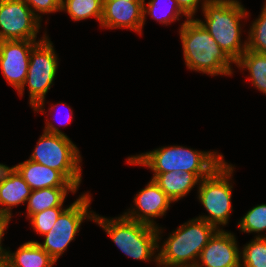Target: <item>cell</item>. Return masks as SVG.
<instances>
[{"label":"cell","mask_w":266,"mask_h":267,"mask_svg":"<svg viewBox=\"0 0 266 267\" xmlns=\"http://www.w3.org/2000/svg\"><path fill=\"white\" fill-rule=\"evenodd\" d=\"M179 35L188 69L210 76H232L231 66L235 62L197 19L185 20L179 28Z\"/></svg>","instance_id":"obj_1"},{"label":"cell","mask_w":266,"mask_h":267,"mask_svg":"<svg viewBox=\"0 0 266 267\" xmlns=\"http://www.w3.org/2000/svg\"><path fill=\"white\" fill-rule=\"evenodd\" d=\"M224 161L223 154L217 151H200L182 145L162 146L127 158L128 164L150 168L153 173L191 172L200 180L210 175Z\"/></svg>","instance_id":"obj_2"},{"label":"cell","mask_w":266,"mask_h":267,"mask_svg":"<svg viewBox=\"0 0 266 267\" xmlns=\"http://www.w3.org/2000/svg\"><path fill=\"white\" fill-rule=\"evenodd\" d=\"M218 229L200 218H193L177 227L161 244L158 231V267H195L201 251ZM160 245V246H159Z\"/></svg>","instance_id":"obj_3"},{"label":"cell","mask_w":266,"mask_h":267,"mask_svg":"<svg viewBox=\"0 0 266 267\" xmlns=\"http://www.w3.org/2000/svg\"><path fill=\"white\" fill-rule=\"evenodd\" d=\"M205 21L196 18L226 54L236 62L247 50L241 41L242 19L249 13L239 0H210L202 10Z\"/></svg>","instance_id":"obj_4"},{"label":"cell","mask_w":266,"mask_h":267,"mask_svg":"<svg viewBox=\"0 0 266 267\" xmlns=\"http://www.w3.org/2000/svg\"><path fill=\"white\" fill-rule=\"evenodd\" d=\"M45 124L29 159L59 171L78 190L82 181L80 151L53 122L46 120Z\"/></svg>","instance_id":"obj_5"},{"label":"cell","mask_w":266,"mask_h":267,"mask_svg":"<svg viewBox=\"0 0 266 267\" xmlns=\"http://www.w3.org/2000/svg\"><path fill=\"white\" fill-rule=\"evenodd\" d=\"M93 221L104 229L126 256L148 262L153 259L158 266L157 227L130 220L123 214L106 218L95 213Z\"/></svg>","instance_id":"obj_6"},{"label":"cell","mask_w":266,"mask_h":267,"mask_svg":"<svg viewBox=\"0 0 266 267\" xmlns=\"http://www.w3.org/2000/svg\"><path fill=\"white\" fill-rule=\"evenodd\" d=\"M234 166L226 161L221 163L210 175L200 180L198 188V199L206 209L208 215H199L200 219L214 225L218 230L219 226L227 225L232 207L233 184L230 182L233 177Z\"/></svg>","instance_id":"obj_7"},{"label":"cell","mask_w":266,"mask_h":267,"mask_svg":"<svg viewBox=\"0 0 266 267\" xmlns=\"http://www.w3.org/2000/svg\"><path fill=\"white\" fill-rule=\"evenodd\" d=\"M58 55L47 36L30 51L28 72L23 87L18 91L23 96L26 85L29 89V104L35 112L45 114V97L51 88L58 70Z\"/></svg>","instance_id":"obj_8"},{"label":"cell","mask_w":266,"mask_h":267,"mask_svg":"<svg viewBox=\"0 0 266 267\" xmlns=\"http://www.w3.org/2000/svg\"><path fill=\"white\" fill-rule=\"evenodd\" d=\"M85 192L61 213L52 229L44 236V242L38 244L57 262L66 251L70 242L80 230L84 220L93 221L95 212L89 210L91 194Z\"/></svg>","instance_id":"obj_9"},{"label":"cell","mask_w":266,"mask_h":267,"mask_svg":"<svg viewBox=\"0 0 266 267\" xmlns=\"http://www.w3.org/2000/svg\"><path fill=\"white\" fill-rule=\"evenodd\" d=\"M41 20L23 0H0V41H36Z\"/></svg>","instance_id":"obj_10"},{"label":"cell","mask_w":266,"mask_h":267,"mask_svg":"<svg viewBox=\"0 0 266 267\" xmlns=\"http://www.w3.org/2000/svg\"><path fill=\"white\" fill-rule=\"evenodd\" d=\"M47 36L45 33L37 41H0V69L8 84L17 92L23 87L26 80L31 49Z\"/></svg>","instance_id":"obj_11"},{"label":"cell","mask_w":266,"mask_h":267,"mask_svg":"<svg viewBox=\"0 0 266 267\" xmlns=\"http://www.w3.org/2000/svg\"><path fill=\"white\" fill-rule=\"evenodd\" d=\"M133 203L135 207L132 206L123 214L126 218L158 227L154 219L166 215L173 201L151 179L145 188L136 194Z\"/></svg>","instance_id":"obj_12"},{"label":"cell","mask_w":266,"mask_h":267,"mask_svg":"<svg viewBox=\"0 0 266 267\" xmlns=\"http://www.w3.org/2000/svg\"><path fill=\"white\" fill-rule=\"evenodd\" d=\"M239 249L235 235L219 229L201 251L195 267H241Z\"/></svg>","instance_id":"obj_13"},{"label":"cell","mask_w":266,"mask_h":267,"mask_svg":"<svg viewBox=\"0 0 266 267\" xmlns=\"http://www.w3.org/2000/svg\"><path fill=\"white\" fill-rule=\"evenodd\" d=\"M101 28H126L142 34L143 2L103 0Z\"/></svg>","instance_id":"obj_14"},{"label":"cell","mask_w":266,"mask_h":267,"mask_svg":"<svg viewBox=\"0 0 266 267\" xmlns=\"http://www.w3.org/2000/svg\"><path fill=\"white\" fill-rule=\"evenodd\" d=\"M32 189L12 166L0 168V217L11 221L12 208L27 202Z\"/></svg>","instance_id":"obj_15"},{"label":"cell","mask_w":266,"mask_h":267,"mask_svg":"<svg viewBox=\"0 0 266 267\" xmlns=\"http://www.w3.org/2000/svg\"><path fill=\"white\" fill-rule=\"evenodd\" d=\"M33 190L75 188L59 171L30 159L13 166Z\"/></svg>","instance_id":"obj_16"},{"label":"cell","mask_w":266,"mask_h":267,"mask_svg":"<svg viewBox=\"0 0 266 267\" xmlns=\"http://www.w3.org/2000/svg\"><path fill=\"white\" fill-rule=\"evenodd\" d=\"M55 263L38 241L25 242L15 252L5 249L4 267H52Z\"/></svg>","instance_id":"obj_17"},{"label":"cell","mask_w":266,"mask_h":267,"mask_svg":"<svg viewBox=\"0 0 266 267\" xmlns=\"http://www.w3.org/2000/svg\"><path fill=\"white\" fill-rule=\"evenodd\" d=\"M152 179L173 202L185 197L200 183L194 173L183 171L154 173Z\"/></svg>","instance_id":"obj_18"},{"label":"cell","mask_w":266,"mask_h":267,"mask_svg":"<svg viewBox=\"0 0 266 267\" xmlns=\"http://www.w3.org/2000/svg\"><path fill=\"white\" fill-rule=\"evenodd\" d=\"M76 191V188H43L33 190L27 200V219L49 208L63 207L68 192L74 194Z\"/></svg>","instance_id":"obj_19"},{"label":"cell","mask_w":266,"mask_h":267,"mask_svg":"<svg viewBox=\"0 0 266 267\" xmlns=\"http://www.w3.org/2000/svg\"><path fill=\"white\" fill-rule=\"evenodd\" d=\"M241 71L247 69L249 77L254 87L266 95V54L246 50L235 62Z\"/></svg>","instance_id":"obj_20"},{"label":"cell","mask_w":266,"mask_h":267,"mask_svg":"<svg viewBox=\"0 0 266 267\" xmlns=\"http://www.w3.org/2000/svg\"><path fill=\"white\" fill-rule=\"evenodd\" d=\"M164 8H163V6ZM169 5V6H168ZM164 9V10H162ZM146 15L161 24L169 25L180 17L185 16L186 20L190 19L179 7L176 0H150L148 3L143 1V26L145 25Z\"/></svg>","instance_id":"obj_21"},{"label":"cell","mask_w":266,"mask_h":267,"mask_svg":"<svg viewBox=\"0 0 266 267\" xmlns=\"http://www.w3.org/2000/svg\"><path fill=\"white\" fill-rule=\"evenodd\" d=\"M66 11L72 20L95 18L99 23L103 14V0H64L61 12Z\"/></svg>","instance_id":"obj_22"},{"label":"cell","mask_w":266,"mask_h":267,"mask_svg":"<svg viewBox=\"0 0 266 267\" xmlns=\"http://www.w3.org/2000/svg\"><path fill=\"white\" fill-rule=\"evenodd\" d=\"M242 249L241 267H266V237H254Z\"/></svg>","instance_id":"obj_23"},{"label":"cell","mask_w":266,"mask_h":267,"mask_svg":"<svg viewBox=\"0 0 266 267\" xmlns=\"http://www.w3.org/2000/svg\"><path fill=\"white\" fill-rule=\"evenodd\" d=\"M238 228L244 233H257L255 237H266L260 234L266 231V204H261L250 209L238 222Z\"/></svg>","instance_id":"obj_24"},{"label":"cell","mask_w":266,"mask_h":267,"mask_svg":"<svg viewBox=\"0 0 266 267\" xmlns=\"http://www.w3.org/2000/svg\"><path fill=\"white\" fill-rule=\"evenodd\" d=\"M247 50L266 54V2L248 31Z\"/></svg>","instance_id":"obj_25"},{"label":"cell","mask_w":266,"mask_h":267,"mask_svg":"<svg viewBox=\"0 0 266 267\" xmlns=\"http://www.w3.org/2000/svg\"><path fill=\"white\" fill-rule=\"evenodd\" d=\"M66 208L63 207H52L42 212L32 215L29 220L31 228L37 232V234L43 236L48 233L54 224L56 223L58 217Z\"/></svg>","instance_id":"obj_26"},{"label":"cell","mask_w":266,"mask_h":267,"mask_svg":"<svg viewBox=\"0 0 266 267\" xmlns=\"http://www.w3.org/2000/svg\"><path fill=\"white\" fill-rule=\"evenodd\" d=\"M32 12L42 21V14H50L61 11L59 0H23Z\"/></svg>","instance_id":"obj_27"},{"label":"cell","mask_w":266,"mask_h":267,"mask_svg":"<svg viewBox=\"0 0 266 267\" xmlns=\"http://www.w3.org/2000/svg\"><path fill=\"white\" fill-rule=\"evenodd\" d=\"M180 9L190 18L193 19L195 13L197 12L199 3H201L203 10V7L210 1V0H176Z\"/></svg>","instance_id":"obj_28"},{"label":"cell","mask_w":266,"mask_h":267,"mask_svg":"<svg viewBox=\"0 0 266 267\" xmlns=\"http://www.w3.org/2000/svg\"><path fill=\"white\" fill-rule=\"evenodd\" d=\"M9 222L7 219L0 217V267H4L5 247L2 246V240Z\"/></svg>","instance_id":"obj_29"},{"label":"cell","mask_w":266,"mask_h":267,"mask_svg":"<svg viewBox=\"0 0 266 267\" xmlns=\"http://www.w3.org/2000/svg\"><path fill=\"white\" fill-rule=\"evenodd\" d=\"M68 107L70 108V112H69V114L66 116V115H64L65 116V120L66 121H64L65 122V125H68V124H70L71 123V120L73 119L72 117V115H73V112H72V109H71V107L68 105ZM60 125H61V123H59Z\"/></svg>","instance_id":"obj_30"},{"label":"cell","mask_w":266,"mask_h":267,"mask_svg":"<svg viewBox=\"0 0 266 267\" xmlns=\"http://www.w3.org/2000/svg\"><path fill=\"white\" fill-rule=\"evenodd\" d=\"M121 1H127V2H143L144 0H121Z\"/></svg>","instance_id":"obj_31"}]
</instances>
